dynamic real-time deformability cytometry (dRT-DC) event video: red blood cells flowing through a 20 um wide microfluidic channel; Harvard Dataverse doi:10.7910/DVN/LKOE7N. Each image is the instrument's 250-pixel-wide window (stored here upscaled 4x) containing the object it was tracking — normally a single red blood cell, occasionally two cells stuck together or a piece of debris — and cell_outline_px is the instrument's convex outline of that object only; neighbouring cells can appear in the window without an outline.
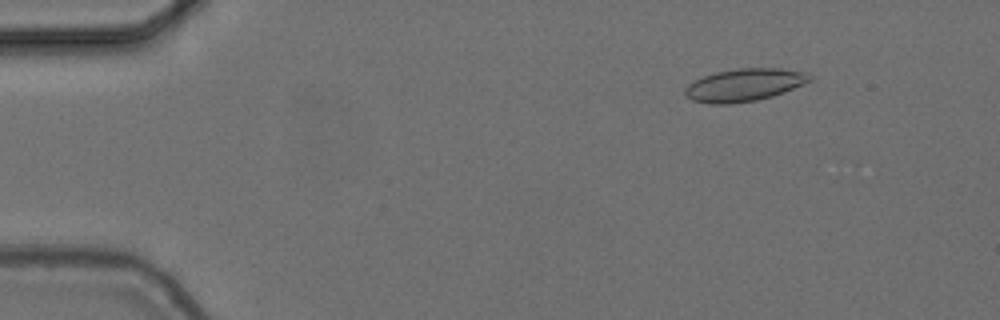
{"species": "common noctule bat (a hibernating species)", "species_latin": "Nyctalus noctula", "temperature_condition": "cold", "stored_images_in_passage": 54, "camera_frame_rate_fps": 3000, "um_per_image_px": 0.085, "animal": {"sex": "female", "body_mass_g": 24.6, "forearm_length_mm": 56.2}, "frame": {"image": 1, "passage_image": 6, "time_ms": 1.667, "image_size_px": [1000, 320], "cell_outline_px": [[812, 80], [772, 96], [756, 100], [732, 104], [712, 104], [692, 100], [684, 92], [684, 88], [688, 84], [704, 76], [716, 72], [736, 68], [780, 68], [808, 72], [812, 76]], "centroid_in_image_um": [63.27, 7.21], "position_along_channel_um": 21.7, "area_um2": 23.58}}
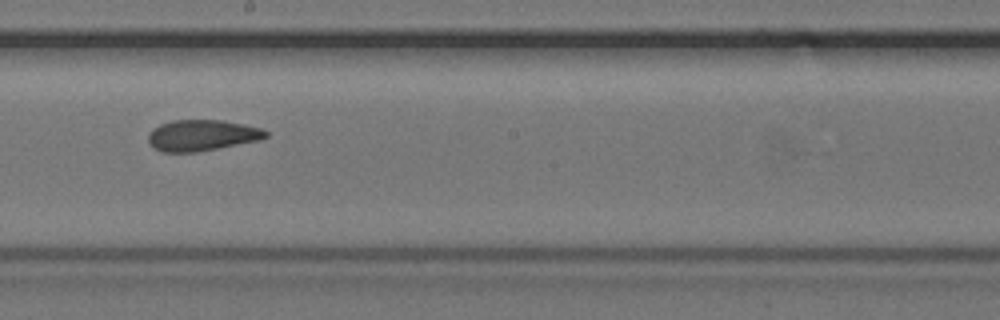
{"frame": {"image": 2, "passage_image": 30, "time_ms": 9.667, "image_size_px": [1000, 320], "cell_outline_px": [[268, 136], [260, 140], [196, 152], [160, 152], [152, 148], [148, 140], [148, 132], [152, 128], [160, 124], [172, 120], [220, 120], [244, 124], [260, 128], [268, 132]], "centroid_in_image_um": [17.12, 11.5], "position_along_channel_um": 231.1, "area_um2": 21.39}}
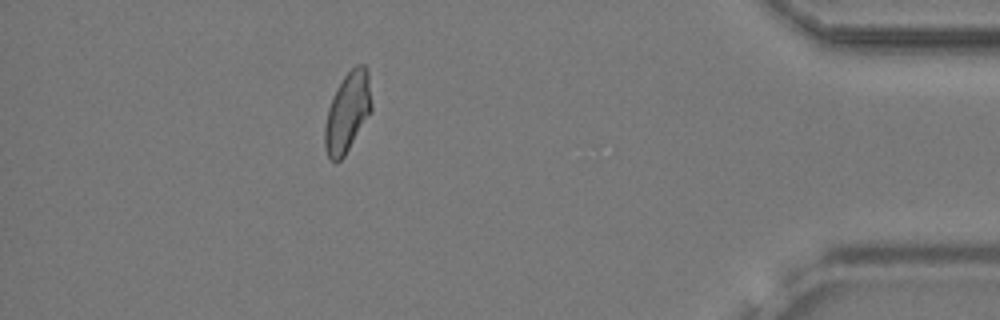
{"frame": {"image": 3, "passage_image": 48, "time_ms": 15.667, "image_size_px": [1000, 320], "cell_outline_px": [[372, 112], [344, 156], [336, 164], [328, 156], [324, 148], [324, 128], [328, 108], [332, 96], [336, 88], [344, 76], [356, 64], [364, 64], [368, 68], [372, 104]], "centroid_in_image_um": [29.55, 9.53], "position_along_channel_um": 405.7, "area_um2": 22.08}, "authors_computed_cell_mechanics": {"area_um2": 22.1374, "velocity_mm_per_s": 3.7121, "shape_relaxation_time_tau1_ms": null, "shape_relaxation_time_tau2_ms": 1.7112, "deformation_change_tau1": null, "deformation_change_tau2": 0.0749}}